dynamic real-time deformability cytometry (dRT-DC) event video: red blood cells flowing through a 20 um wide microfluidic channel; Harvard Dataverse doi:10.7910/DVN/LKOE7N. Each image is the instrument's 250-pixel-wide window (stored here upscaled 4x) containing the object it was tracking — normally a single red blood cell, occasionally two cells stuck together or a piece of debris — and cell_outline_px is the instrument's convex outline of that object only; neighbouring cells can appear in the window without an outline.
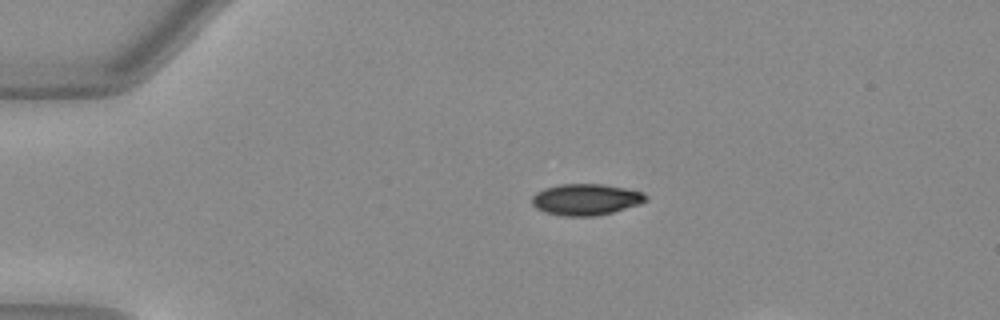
{"species": "Egyptian fruit bat (a non-hibernating species)", "species_latin": "Rousettus aegyptiacus", "temperature_condition": "warm", "stored_images_in_passage": 20, "camera_frame_rate_fps": 3000, "um_per_image_px": 0.085, "animal": {"sex": "female"}, "frame": {"image": 1, "passage_image": 1, "time_ms": 0.0, "image_size_px": [1000, 320], "cell_outline_px": [[648, 200], [640, 204], [612, 212], [596, 216], [564, 216], [544, 212], [536, 208], [532, 204], [532, 196], [536, 192], [544, 188], [560, 184], [600, 184], [624, 188], [644, 192], [648, 196]], "centroid_in_image_um": [49.8, 16.96], "position_along_channel_um": 35.2, "area_um2": 20.87}}
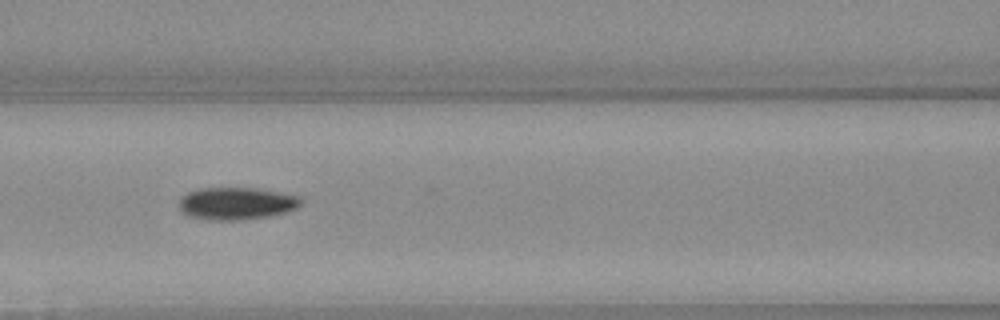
{"frame": {"image": 2, "passage_image": 13, "time_ms": 4.0, "image_size_px": [1000, 320], "cell_outline_px": [[300, 204], [296, 208], [284, 212], [268, 216], [236, 220], [208, 220], [188, 216], [180, 208], [180, 200], [188, 192], [200, 188], [256, 188], [296, 196], [300, 200]], "centroid_in_image_um": [20.05, 17.29], "position_along_channel_um": 146.6, "area_um2": 22.48}}
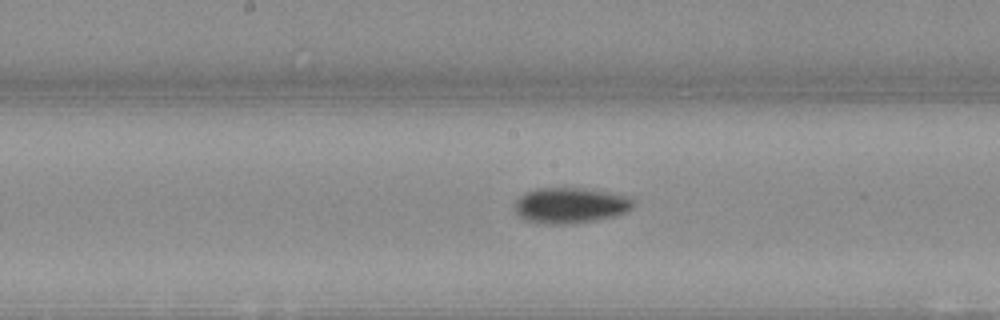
{"frame": {"image": 3, "passage_image": 17, "time_ms": 5.333, "image_size_px": [1000, 320], "cell_outline_px": [[636, 204], [632, 208], [624, 212], [612, 216], [592, 220], [560, 224], [556, 224], [528, 220], [520, 216], [516, 212], [516, 200], [520, 196], [536, 188], [592, 188], [628, 196]], "centroid_in_image_um": [48.52, 17.42], "position_along_channel_um": 199.7, "area_um2": 24.16}}